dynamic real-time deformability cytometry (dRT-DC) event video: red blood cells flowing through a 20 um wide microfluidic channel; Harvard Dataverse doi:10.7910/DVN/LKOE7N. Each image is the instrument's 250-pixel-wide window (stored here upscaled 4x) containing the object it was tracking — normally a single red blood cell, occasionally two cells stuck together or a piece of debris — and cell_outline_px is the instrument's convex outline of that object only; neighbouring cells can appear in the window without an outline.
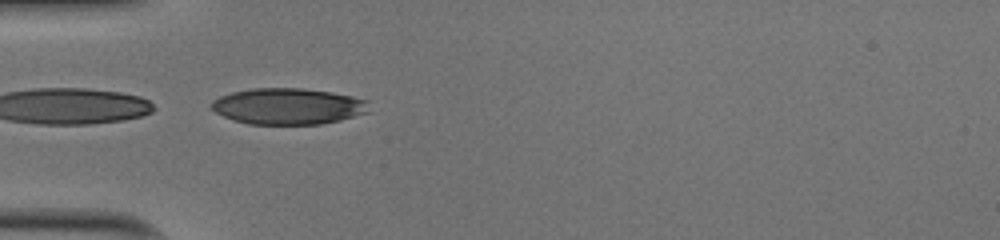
{"species": "human", "species_latin": "Homo sapiens", "temperature_condition": "cold", "stored_images_in_passage": 32, "camera_frame_rate_fps": 3000, "um_per_image_px": 0.085, "donor": {"sex": "male"}, "frame": {"image": 1, "passage_image": 1, "time_ms": 0.0, "image_size_px": [1000, 240], "cell_outline_px": [[368, 112], [340, 120], [320, 124], [248, 124], [232, 120], [216, 112], [208, 104], [212, 100], [220, 96], [232, 92], [252, 88], [300, 88], [332, 92], [352, 96], [368, 100]], "centroid_in_image_um": [24.46, 9.03], "position_along_channel_um": 60.5, "area_um2": 33.35}}
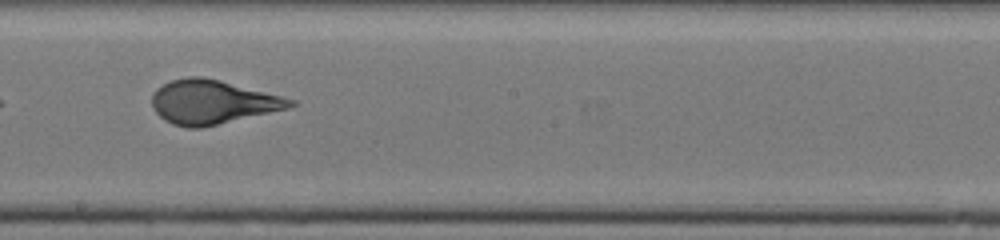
{"frame": {"image": 2, "passage_image": 14, "time_ms": 4.333, "image_size_px": [1000, 240], "cell_outline_px": [[296, 104], [288, 108], [200, 128], [188, 128], [172, 124], [164, 120], [152, 108], [152, 96], [156, 88], [172, 80], [188, 76], [200, 76], [220, 80], [296, 100]], "centroid_in_image_um": [18.01, 8.67], "position_along_channel_um": 230.2, "area_um2": 35.08}}
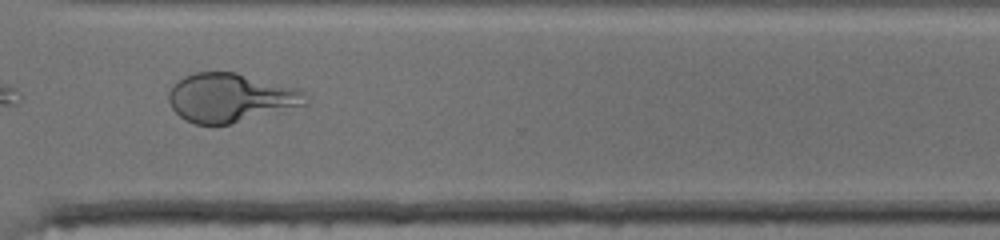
{"frame": {"image": 3, "passage_image": 23, "time_ms": 7.333, "image_size_px": [1000, 240], "cell_outline_px": [[308, 104], [228, 124], [196, 124], [184, 120], [172, 108], [168, 100], [168, 92], [184, 76], [196, 72], [236, 72], [296, 88], [304, 92], [308, 100]], "centroid_in_image_um": [19.58, 8.3], "position_along_channel_um": 351.0, "area_um2": 38.44}, "authors_computed_cell_mechanics": {"area_um2": 35.1713, "velocity_mm_per_s": 4.0277, "shape_relaxation_time_tau1_ms": 3.315, "shape_relaxation_time_tau2_ms": null, "deformation_change_tau1": 0.1625, "deformation_change_tau2": null}}